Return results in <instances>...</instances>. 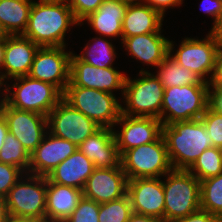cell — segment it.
<instances>
[{
  "label": "cell",
  "instance_id": "obj_1",
  "mask_svg": "<svg viewBox=\"0 0 222 222\" xmlns=\"http://www.w3.org/2000/svg\"><path fill=\"white\" fill-rule=\"evenodd\" d=\"M75 25L80 27L68 1L35 0L23 36L39 47H68L65 37Z\"/></svg>",
  "mask_w": 222,
  "mask_h": 222
},
{
  "label": "cell",
  "instance_id": "obj_2",
  "mask_svg": "<svg viewBox=\"0 0 222 222\" xmlns=\"http://www.w3.org/2000/svg\"><path fill=\"white\" fill-rule=\"evenodd\" d=\"M162 136L171 166L176 170H188L204 150L212 147V140L201 119L163 125Z\"/></svg>",
  "mask_w": 222,
  "mask_h": 222
},
{
  "label": "cell",
  "instance_id": "obj_3",
  "mask_svg": "<svg viewBox=\"0 0 222 222\" xmlns=\"http://www.w3.org/2000/svg\"><path fill=\"white\" fill-rule=\"evenodd\" d=\"M139 67L141 69L135 78L126 76L123 99H121L122 114L154 117L161 121L165 88L153 72Z\"/></svg>",
  "mask_w": 222,
  "mask_h": 222
},
{
  "label": "cell",
  "instance_id": "obj_4",
  "mask_svg": "<svg viewBox=\"0 0 222 222\" xmlns=\"http://www.w3.org/2000/svg\"><path fill=\"white\" fill-rule=\"evenodd\" d=\"M164 222H175L200 209V181L188 170L172 169L163 176Z\"/></svg>",
  "mask_w": 222,
  "mask_h": 222
},
{
  "label": "cell",
  "instance_id": "obj_5",
  "mask_svg": "<svg viewBox=\"0 0 222 222\" xmlns=\"http://www.w3.org/2000/svg\"><path fill=\"white\" fill-rule=\"evenodd\" d=\"M62 99L63 93L56 86L28 75L7 81L5 102L18 110L47 116Z\"/></svg>",
  "mask_w": 222,
  "mask_h": 222
},
{
  "label": "cell",
  "instance_id": "obj_6",
  "mask_svg": "<svg viewBox=\"0 0 222 222\" xmlns=\"http://www.w3.org/2000/svg\"><path fill=\"white\" fill-rule=\"evenodd\" d=\"M63 99L100 127L112 129L122 114V98L113 93L79 86H67Z\"/></svg>",
  "mask_w": 222,
  "mask_h": 222
},
{
  "label": "cell",
  "instance_id": "obj_7",
  "mask_svg": "<svg viewBox=\"0 0 222 222\" xmlns=\"http://www.w3.org/2000/svg\"><path fill=\"white\" fill-rule=\"evenodd\" d=\"M208 101V84L165 88L161 109L162 125L200 119L209 106Z\"/></svg>",
  "mask_w": 222,
  "mask_h": 222
},
{
  "label": "cell",
  "instance_id": "obj_8",
  "mask_svg": "<svg viewBox=\"0 0 222 222\" xmlns=\"http://www.w3.org/2000/svg\"><path fill=\"white\" fill-rule=\"evenodd\" d=\"M181 40L178 45L176 41L169 40V56L180 66L188 68L208 83L214 71L215 56L220 40L212 31L201 39L186 36Z\"/></svg>",
  "mask_w": 222,
  "mask_h": 222
},
{
  "label": "cell",
  "instance_id": "obj_9",
  "mask_svg": "<svg viewBox=\"0 0 222 222\" xmlns=\"http://www.w3.org/2000/svg\"><path fill=\"white\" fill-rule=\"evenodd\" d=\"M120 164L127 180L163 177L173 169L162 135L156 141L125 151L120 156Z\"/></svg>",
  "mask_w": 222,
  "mask_h": 222
},
{
  "label": "cell",
  "instance_id": "obj_10",
  "mask_svg": "<svg viewBox=\"0 0 222 222\" xmlns=\"http://www.w3.org/2000/svg\"><path fill=\"white\" fill-rule=\"evenodd\" d=\"M9 215L46 222L47 177L24 173L5 197Z\"/></svg>",
  "mask_w": 222,
  "mask_h": 222
},
{
  "label": "cell",
  "instance_id": "obj_11",
  "mask_svg": "<svg viewBox=\"0 0 222 222\" xmlns=\"http://www.w3.org/2000/svg\"><path fill=\"white\" fill-rule=\"evenodd\" d=\"M101 127L62 99L47 115L48 132L77 147Z\"/></svg>",
  "mask_w": 222,
  "mask_h": 222
},
{
  "label": "cell",
  "instance_id": "obj_12",
  "mask_svg": "<svg viewBox=\"0 0 222 222\" xmlns=\"http://www.w3.org/2000/svg\"><path fill=\"white\" fill-rule=\"evenodd\" d=\"M119 67L99 68L82 61L72 52L70 81L67 86H79L123 96L126 74ZM115 92V93H114Z\"/></svg>",
  "mask_w": 222,
  "mask_h": 222
},
{
  "label": "cell",
  "instance_id": "obj_13",
  "mask_svg": "<svg viewBox=\"0 0 222 222\" xmlns=\"http://www.w3.org/2000/svg\"><path fill=\"white\" fill-rule=\"evenodd\" d=\"M68 47H39L28 76L50 83L64 93L70 81L73 50ZM71 50V51H70Z\"/></svg>",
  "mask_w": 222,
  "mask_h": 222
},
{
  "label": "cell",
  "instance_id": "obj_14",
  "mask_svg": "<svg viewBox=\"0 0 222 222\" xmlns=\"http://www.w3.org/2000/svg\"><path fill=\"white\" fill-rule=\"evenodd\" d=\"M162 126L154 117L121 114L112 128L120 156L131 148L156 141L162 135Z\"/></svg>",
  "mask_w": 222,
  "mask_h": 222
},
{
  "label": "cell",
  "instance_id": "obj_15",
  "mask_svg": "<svg viewBox=\"0 0 222 222\" xmlns=\"http://www.w3.org/2000/svg\"><path fill=\"white\" fill-rule=\"evenodd\" d=\"M0 113L7 122L8 132L13 134L30 155L41 143L47 129V116L33 111L18 110L4 102Z\"/></svg>",
  "mask_w": 222,
  "mask_h": 222
},
{
  "label": "cell",
  "instance_id": "obj_16",
  "mask_svg": "<svg viewBox=\"0 0 222 222\" xmlns=\"http://www.w3.org/2000/svg\"><path fill=\"white\" fill-rule=\"evenodd\" d=\"M127 195L133 213L164 222L165 196L163 177L135 178L127 181Z\"/></svg>",
  "mask_w": 222,
  "mask_h": 222
},
{
  "label": "cell",
  "instance_id": "obj_17",
  "mask_svg": "<svg viewBox=\"0 0 222 222\" xmlns=\"http://www.w3.org/2000/svg\"><path fill=\"white\" fill-rule=\"evenodd\" d=\"M127 177L122 166L95 168L83 189V196L99 204L122 198L127 194Z\"/></svg>",
  "mask_w": 222,
  "mask_h": 222
},
{
  "label": "cell",
  "instance_id": "obj_18",
  "mask_svg": "<svg viewBox=\"0 0 222 222\" xmlns=\"http://www.w3.org/2000/svg\"><path fill=\"white\" fill-rule=\"evenodd\" d=\"M77 149L75 144L47 131L41 143L30 154L29 174L47 176Z\"/></svg>",
  "mask_w": 222,
  "mask_h": 222
},
{
  "label": "cell",
  "instance_id": "obj_19",
  "mask_svg": "<svg viewBox=\"0 0 222 222\" xmlns=\"http://www.w3.org/2000/svg\"><path fill=\"white\" fill-rule=\"evenodd\" d=\"M163 32L126 37L122 42L125 54L141 63L147 68L151 66L152 72L169 55V38ZM149 66V67H148Z\"/></svg>",
  "mask_w": 222,
  "mask_h": 222
},
{
  "label": "cell",
  "instance_id": "obj_20",
  "mask_svg": "<svg viewBox=\"0 0 222 222\" xmlns=\"http://www.w3.org/2000/svg\"><path fill=\"white\" fill-rule=\"evenodd\" d=\"M39 46L23 35H8L5 41L3 75L8 81L27 76Z\"/></svg>",
  "mask_w": 222,
  "mask_h": 222
},
{
  "label": "cell",
  "instance_id": "obj_21",
  "mask_svg": "<svg viewBox=\"0 0 222 222\" xmlns=\"http://www.w3.org/2000/svg\"><path fill=\"white\" fill-rule=\"evenodd\" d=\"M127 6L128 3L120 0H105L95 12L80 23V27L87 24L96 35L122 42V21Z\"/></svg>",
  "mask_w": 222,
  "mask_h": 222
},
{
  "label": "cell",
  "instance_id": "obj_22",
  "mask_svg": "<svg viewBox=\"0 0 222 222\" xmlns=\"http://www.w3.org/2000/svg\"><path fill=\"white\" fill-rule=\"evenodd\" d=\"M78 149L93 162L95 168H113L121 165L120 154L111 128L101 127L86 138Z\"/></svg>",
  "mask_w": 222,
  "mask_h": 222
},
{
  "label": "cell",
  "instance_id": "obj_23",
  "mask_svg": "<svg viewBox=\"0 0 222 222\" xmlns=\"http://www.w3.org/2000/svg\"><path fill=\"white\" fill-rule=\"evenodd\" d=\"M95 170L93 162L79 149L58 164L46 177L52 182L83 190Z\"/></svg>",
  "mask_w": 222,
  "mask_h": 222
},
{
  "label": "cell",
  "instance_id": "obj_24",
  "mask_svg": "<svg viewBox=\"0 0 222 222\" xmlns=\"http://www.w3.org/2000/svg\"><path fill=\"white\" fill-rule=\"evenodd\" d=\"M164 17L149 5L128 4L122 21V41L126 37L163 32Z\"/></svg>",
  "mask_w": 222,
  "mask_h": 222
},
{
  "label": "cell",
  "instance_id": "obj_25",
  "mask_svg": "<svg viewBox=\"0 0 222 222\" xmlns=\"http://www.w3.org/2000/svg\"><path fill=\"white\" fill-rule=\"evenodd\" d=\"M82 197L83 190L52 183L47 178L46 222H65Z\"/></svg>",
  "mask_w": 222,
  "mask_h": 222
},
{
  "label": "cell",
  "instance_id": "obj_26",
  "mask_svg": "<svg viewBox=\"0 0 222 222\" xmlns=\"http://www.w3.org/2000/svg\"><path fill=\"white\" fill-rule=\"evenodd\" d=\"M32 4V0H0V23L8 35L24 34Z\"/></svg>",
  "mask_w": 222,
  "mask_h": 222
},
{
  "label": "cell",
  "instance_id": "obj_27",
  "mask_svg": "<svg viewBox=\"0 0 222 222\" xmlns=\"http://www.w3.org/2000/svg\"><path fill=\"white\" fill-rule=\"evenodd\" d=\"M86 45L84 44L80 54L76 55L84 62L99 68L116 67L113 66L119 55L113 40L107 37L96 35L90 37ZM91 41V42H90Z\"/></svg>",
  "mask_w": 222,
  "mask_h": 222
},
{
  "label": "cell",
  "instance_id": "obj_28",
  "mask_svg": "<svg viewBox=\"0 0 222 222\" xmlns=\"http://www.w3.org/2000/svg\"><path fill=\"white\" fill-rule=\"evenodd\" d=\"M153 73L163 84L164 88L193 84H208L188 68L180 66L169 55L160 63Z\"/></svg>",
  "mask_w": 222,
  "mask_h": 222
},
{
  "label": "cell",
  "instance_id": "obj_29",
  "mask_svg": "<svg viewBox=\"0 0 222 222\" xmlns=\"http://www.w3.org/2000/svg\"><path fill=\"white\" fill-rule=\"evenodd\" d=\"M200 209L222 219V173L200 181Z\"/></svg>",
  "mask_w": 222,
  "mask_h": 222
},
{
  "label": "cell",
  "instance_id": "obj_30",
  "mask_svg": "<svg viewBox=\"0 0 222 222\" xmlns=\"http://www.w3.org/2000/svg\"><path fill=\"white\" fill-rule=\"evenodd\" d=\"M199 181L222 173V159L218 147H209L204 150L188 169Z\"/></svg>",
  "mask_w": 222,
  "mask_h": 222
},
{
  "label": "cell",
  "instance_id": "obj_31",
  "mask_svg": "<svg viewBox=\"0 0 222 222\" xmlns=\"http://www.w3.org/2000/svg\"><path fill=\"white\" fill-rule=\"evenodd\" d=\"M0 162L18 167L24 173H29L30 155L22 143L10 132L0 148Z\"/></svg>",
  "mask_w": 222,
  "mask_h": 222
},
{
  "label": "cell",
  "instance_id": "obj_32",
  "mask_svg": "<svg viewBox=\"0 0 222 222\" xmlns=\"http://www.w3.org/2000/svg\"><path fill=\"white\" fill-rule=\"evenodd\" d=\"M132 214L130 199L126 194L120 199L100 204L99 222H128Z\"/></svg>",
  "mask_w": 222,
  "mask_h": 222
},
{
  "label": "cell",
  "instance_id": "obj_33",
  "mask_svg": "<svg viewBox=\"0 0 222 222\" xmlns=\"http://www.w3.org/2000/svg\"><path fill=\"white\" fill-rule=\"evenodd\" d=\"M99 207L98 202L83 196L65 222H99Z\"/></svg>",
  "mask_w": 222,
  "mask_h": 222
},
{
  "label": "cell",
  "instance_id": "obj_34",
  "mask_svg": "<svg viewBox=\"0 0 222 222\" xmlns=\"http://www.w3.org/2000/svg\"><path fill=\"white\" fill-rule=\"evenodd\" d=\"M200 119L210 135L212 146L219 147L222 145V114L217 113L208 106Z\"/></svg>",
  "mask_w": 222,
  "mask_h": 222
},
{
  "label": "cell",
  "instance_id": "obj_35",
  "mask_svg": "<svg viewBox=\"0 0 222 222\" xmlns=\"http://www.w3.org/2000/svg\"><path fill=\"white\" fill-rule=\"evenodd\" d=\"M23 175L20 168L0 162V196L6 197Z\"/></svg>",
  "mask_w": 222,
  "mask_h": 222
},
{
  "label": "cell",
  "instance_id": "obj_36",
  "mask_svg": "<svg viewBox=\"0 0 222 222\" xmlns=\"http://www.w3.org/2000/svg\"><path fill=\"white\" fill-rule=\"evenodd\" d=\"M105 0H68L76 20L81 23L91 13L95 12Z\"/></svg>",
  "mask_w": 222,
  "mask_h": 222
},
{
  "label": "cell",
  "instance_id": "obj_37",
  "mask_svg": "<svg viewBox=\"0 0 222 222\" xmlns=\"http://www.w3.org/2000/svg\"><path fill=\"white\" fill-rule=\"evenodd\" d=\"M200 11L204 12L207 17L213 18L210 31L218 25L222 18V0H201Z\"/></svg>",
  "mask_w": 222,
  "mask_h": 222
},
{
  "label": "cell",
  "instance_id": "obj_38",
  "mask_svg": "<svg viewBox=\"0 0 222 222\" xmlns=\"http://www.w3.org/2000/svg\"><path fill=\"white\" fill-rule=\"evenodd\" d=\"M209 90H222V42L219 43L212 76L208 82Z\"/></svg>",
  "mask_w": 222,
  "mask_h": 222
},
{
  "label": "cell",
  "instance_id": "obj_39",
  "mask_svg": "<svg viewBox=\"0 0 222 222\" xmlns=\"http://www.w3.org/2000/svg\"><path fill=\"white\" fill-rule=\"evenodd\" d=\"M184 0H143V3L149 5L165 17L168 9H174L183 5Z\"/></svg>",
  "mask_w": 222,
  "mask_h": 222
},
{
  "label": "cell",
  "instance_id": "obj_40",
  "mask_svg": "<svg viewBox=\"0 0 222 222\" xmlns=\"http://www.w3.org/2000/svg\"><path fill=\"white\" fill-rule=\"evenodd\" d=\"M219 217L209 213L208 211L199 209L196 212H193L186 217L180 218L175 222H218Z\"/></svg>",
  "mask_w": 222,
  "mask_h": 222
},
{
  "label": "cell",
  "instance_id": "obj_41",
  "mask_svg": "<svg viewBox=\"0 0 222 222\" xmlns=\"http://www.w3.org/2000/svg\"><path fill=\"white\" fill-rule=\"evenodd\" d=\"M209 107L222 114V90H209Z\"/></svg>",
  "mask_w": 222,
  "mask_h": 222
},
{
  "label": "cell",
  "instance_id": "obj_42",
  "mask_svg": "<svg viewBox=\"0 0 222 222\" xmlns=\"http://www.w3.org/2000/svg\"><path fill=\"white\" fill-rule=\"evenodd\" d=\"M128 222H163L160 219L133 213Z\"/></svg>",
  "mask_w": 222,
  "mask_h": 222
},
{
  "label": "cell",
  "instance_id": "obj_43",
  "mask_svg": "<svg viewBox=\"0 0 222 222\" xmlns=\"http://www.w3.org/2000/svg\"><path fill=\"white\" fill-rule=\"evenodd\" d=\"M8 134V126L5 118L0 113V148L3 146L5 138Z\"/></svg>",
  "mask_w": 222,
  "mask_h": 222
},
{
  "label": "cell",
  "instance_id": "obj_44",
  "mask_svg": "<svg viewBox=\"0 0 222 222\" xmlns=\"http://www.w3.org/2000/svg\"><path fill=\"white\" fill-rule=\"evenodd\" d=\"M9 211L7 207L6 198L0 196V222H7Z\"/></svg>",
  "mask_w": 222,
  "mask_h": 222
},
{
  "label": "cell",
  "instance_id": "obj_45",
  "mask_svg": "<svg viewBox=\"0 0 222 222\" xmlns=\"http://www.w3.org/2000/svg\"><path fill=\"white\" fill-rule=\"evenodd\" d=\"M7 95V80L3 73L0 72V106L6 101Z\"/></svg>",
  "mask_w": 222,
  "mask_h": 222
},
{
  "label": "cell",
  "instance_id": "obj_46",
  "mask_svg": "<svg viewBox=\"0 0 222 222\" xmlns=\"http://www.w3.org/2000/svg\"><path fill=\"white\" fill-rule=\"evenodd\" d=\"M7 222H44V221L31 217L9 215Z\"/></svg>",
  "mask_w": 222,
  "mask_h": 222
},
{
  "label": "cell",
  "instance_id": "obj_47",
  "mask_svg": "<svg viewBox=\"0 0 222 222\" xmlns=\"http://www.w3.org/2000/svg\"><path fill=\"white\" fill-rule=\"evenodd\" d=\"M6 38H0V72L3 73V60Z\"/></svg>",
  "mask_w": 222,
  "mask_h": 222
},
{
  "label": "cell",
  "instance_id": "obj_48",
  "mask_svg": "<svg viewBox=\"0 0 222 222\" xmlns=\"http://www.w3.org/2000/svg\"><path fill=\"white\" fill-rule=\"evenodd\" d=\"M212 32L222 42V18Z\"/></svg>",
  "mask_w": 222,
  "mask_h": 222
},
{
  "label": "cell",
  "instance_id": "obj_49",
  "mask_svg": "<svg viewBox=\"0 0 222 222\" xmlns=\"http://www.w3.org/2000/svg\"><path fill=\"white\" fill-rule=\"evenodd\" d=\"M8 36V34L6 33V31L4 30L3 26L0 23V38H6Z\"/></svg>",
  "mask_w": 222,
  "mask_h": 222
},
{
  "label": "cell",
  "instance_id": "obj_50",
  "mask_svg": "<svg viewBox=\"0 0 222 222\" xmlns=\"http://www.w3.org/2000/svg\"><path fill=\"white\" fill-rule=\"evenodd\" d=\"M120 1L126 2L128 4L142 3L143 2V0H120Z\"/></svg>",
  "mask_w": 222,
  "mask_h": 222
},
{
  "label": "cell",
  "instance_id": "obj_51",
  "mask_svg": "<svg viewBox=\"0 0 222 222\" xmlns=\"http://www.w3.org/2000/svg\"><path fill=\"white\" fill-rule=\"evenodd\" d=\"M218 150H219V153H220V156H221V159H222V145H220V146L218 147Z\"/></svg>",
  "mask_w": 222,
  "mask_h": 222
}]
</instances>
